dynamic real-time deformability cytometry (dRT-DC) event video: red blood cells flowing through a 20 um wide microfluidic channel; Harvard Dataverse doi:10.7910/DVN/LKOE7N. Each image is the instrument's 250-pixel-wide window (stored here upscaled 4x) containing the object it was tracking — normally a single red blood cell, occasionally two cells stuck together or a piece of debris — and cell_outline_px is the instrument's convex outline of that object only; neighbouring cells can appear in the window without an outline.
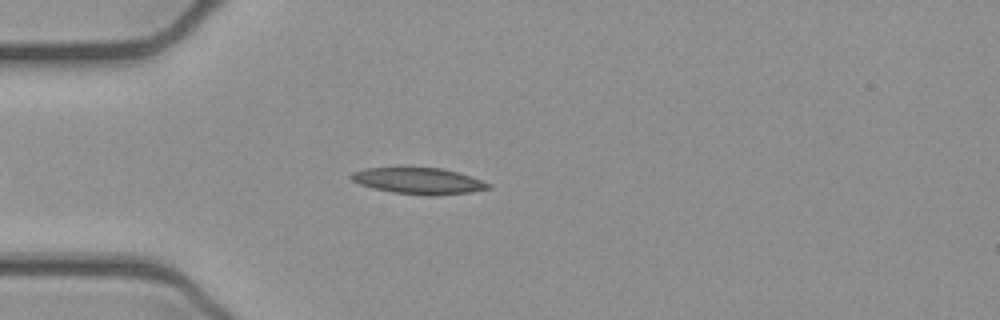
{"species": "common noctule bat (a hibernating species)", "species_latin": "Nyctalus noctula", "temperature_condition": "cold", "stored_images_in_passage": 38, "camera_frame_rate_fps": 3000, "um_per_image_px": 0.085, "animal": {"sex": "female", "body_mass_g": 21.9}, "frame": {"image": 1, "passage_image": 8, "time_ms": 2.333, "image_size_px": [1000, 320], "cell_outline_px": [[492, 188], [468, 192], [436, 196], [428, 196], [392, 192], [372, 188], [360, 184], [352, 180], [348, 176], [352, 172], [364, 168], [400, 164], [440, 168], [456, 172], [492, 184]], "centroid_in_image_um": [35.48, 15.33], "position_along_channel_um": 49.5, "area_um2": 21.96}}
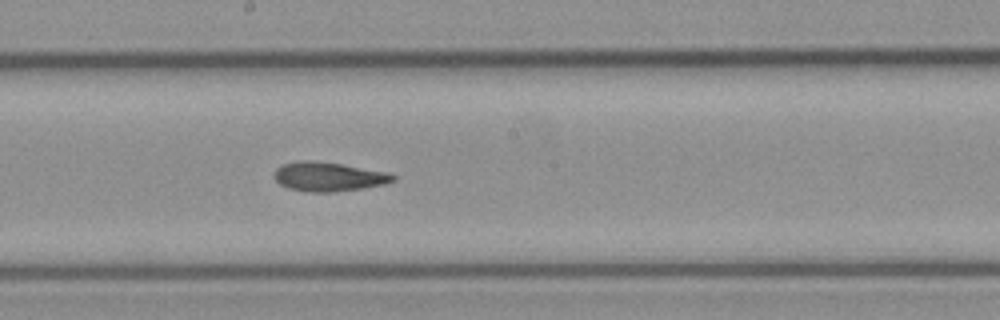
{"frame": {"image": 2, "passage_image": 22, "time_ms": 7.0, "image_size_px": [1000, 320], "cell_outline_px": [[396, 180], [384, 184], [364, 188], [332, 192], [308, 192], [288, 188], [280, 184], [272, 176], [276, 168], [284, 164], [296, 160], [308, 160], [340, 164], [388, 172], [396, 176]], "centroid_in_image_um": [27.9, 15.02], "position_along_channel_um": 220.3, "area_um2": 20.23}}
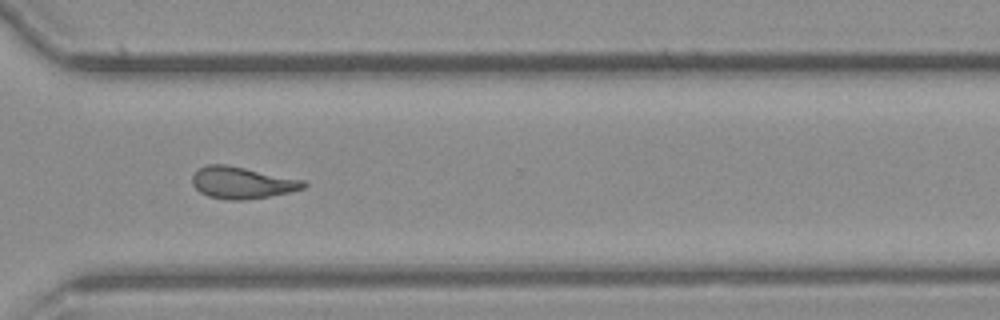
{"frame": {"image": 3, "passage_image": 32, "time_ms": 10.333, "image_size_px": [1000, 320], "cell_outline_px": [[308, 184], [304, 188], [288, 192], [268, 196], [240, 200], [224, 200], [208, 196], [200, 192], [192, 184], [192, 176], [200, 168], [208, 164], [228, 164], [304, 180]], "centroid_in_image_um": [20.56, 15.52], "position_along_channel_um": 350.0, "area_um2": 20.58}, "authors_computed_cell_mechanics": {"area_um2": 20.1433, "velocity_mm_per_s": 3.9109, "shape_relaxation_time_tau1_ms": null, "shape_relaxation_time_tau2_ms": 4.9018, "deformation_change_tau1": null, "deformation_change_tau2": 0.1452}}